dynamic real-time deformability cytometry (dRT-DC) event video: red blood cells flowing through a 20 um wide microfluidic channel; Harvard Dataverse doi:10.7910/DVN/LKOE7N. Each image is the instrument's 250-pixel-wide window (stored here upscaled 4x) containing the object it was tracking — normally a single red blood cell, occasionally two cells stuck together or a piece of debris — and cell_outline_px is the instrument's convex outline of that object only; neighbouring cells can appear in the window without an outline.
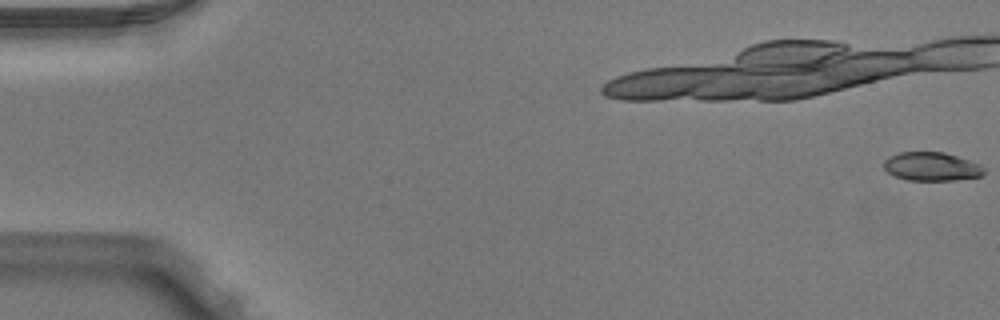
{"species": "Egyptian fruit bat (a non-hibernating species)", "species_latin": "Rousettus aegyptiacus", "temperature_condition": "warm", "stored_images_in_passage": 49, "camera_frame_rate_fps": 3000, "um_per_image_px": 0.085, "animal": {"sex": "male"}, "frame": {"image": 1, "passage_image": 1, "time_ms": 0.0, "image_size_px": [1000, 320], "cell_outline_px": [[984, 176], [952, 180], [908, 180], [896, 176], [888, 172], [884, 168], [884, 160], [888, 156], [900, 152], [944, 152], [980, 164], [984, 168]], "centroid_in_image_um": [79.18, 14.15], "position_along_channel_um": 5.8, "area_um2": 16.65}, "authors_computed_cell_mechanics": {"area_um2": 18.3804, "velocity_mm_per_s": 4.0035, "shape_relaxation_time_tau1_ms": null, "shape_relaxation_time_tau2_ms": 1.7192, "deformation_change_tau1": null, "deformation_change_tau2": 0.1015}}